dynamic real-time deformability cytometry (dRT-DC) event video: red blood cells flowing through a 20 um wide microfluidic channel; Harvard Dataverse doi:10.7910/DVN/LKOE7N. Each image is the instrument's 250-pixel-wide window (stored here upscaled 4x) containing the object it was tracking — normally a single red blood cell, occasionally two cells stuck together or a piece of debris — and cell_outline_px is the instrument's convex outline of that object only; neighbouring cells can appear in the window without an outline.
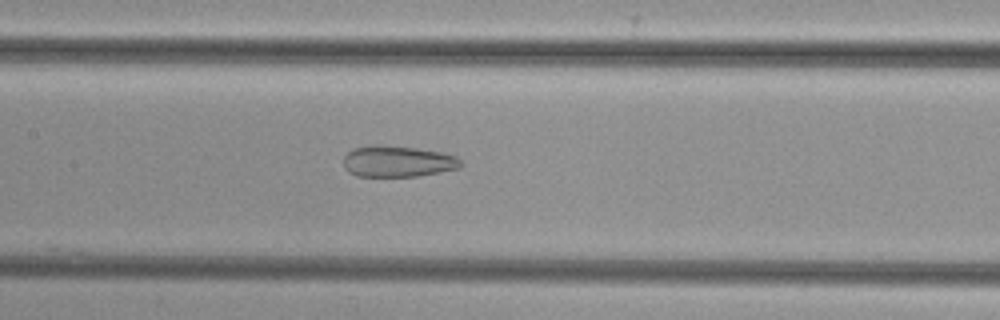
{"species": "common noctule bat (a hibernating species)", "species_latin": "Nyctalus noctula", "temperature_condition": "cold", "stored_images_in_passage": 45, "camera_frame_rate_fps": 3000, "um_per_image_px": 0.085, "animal": {"sex": "female", "body_mass_g": 29.2, "forearm_length_mm": 56.3}, "frame": {"image": 1, "passage_image": 18, "time_ms": 5.667, "image_size_px": [1000, 320], "cell_outline_px": [[460, 168], [440, 172], [416, 176], [356, 176], [348, 172], [344, 168], [344, 156], [352, 148], [376, 144], [384, 144], [416, 148], [440, 152], [456, 156], [460, 160]], "centroid_in_image_um": [33.76, 13.71], "position_along_channel_um": 173.6, "area_um2": 21.44}}
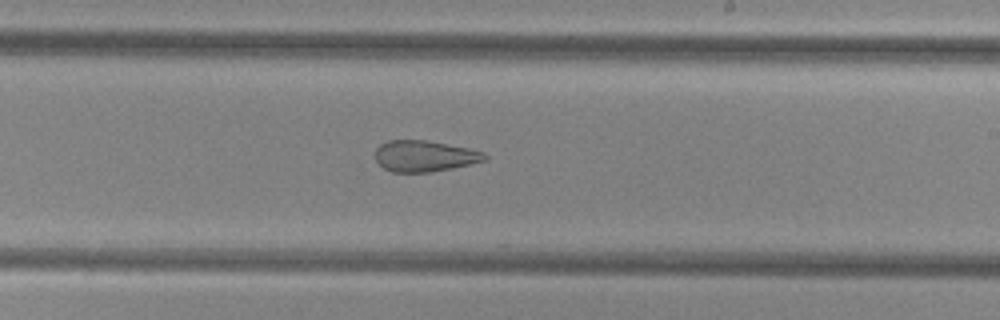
{"frame": {"image": 2, "passage_image": 24, "time_ms": 7.667, "image_size_px": [1000, 320], "cell_outline_px": [[488, 160], [452, 168], [432, 172], [392, 172], [384, 168], [376, 160], [376, 148], [380, 144], [388, 140], [424, 140], [468, 148], [484, 152], [488, 156]], "centroid_in_image_um": [36.1, 13.27], "position_along_channel_um": 252.9, "area_um2": 19.83}}
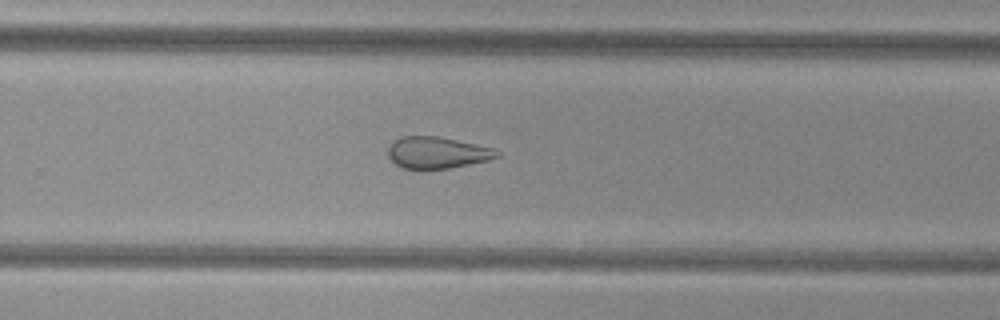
{"frame": {"image": 3, "passage_image": 27, "time_ms": 8.667, "image_size_px": [1000, 320], "cell_outline_px": [[500, 156], [488, 160], [452, 168], [400, 168], [388, 156], [388, 148], [392, 140], [400, 136], [436, 136], [496, 148], [500, 152]], "centroid_in_image_um": [37.16, 12.96], "position_along_channel_um": 292.6, "area_um2": 20.11}}